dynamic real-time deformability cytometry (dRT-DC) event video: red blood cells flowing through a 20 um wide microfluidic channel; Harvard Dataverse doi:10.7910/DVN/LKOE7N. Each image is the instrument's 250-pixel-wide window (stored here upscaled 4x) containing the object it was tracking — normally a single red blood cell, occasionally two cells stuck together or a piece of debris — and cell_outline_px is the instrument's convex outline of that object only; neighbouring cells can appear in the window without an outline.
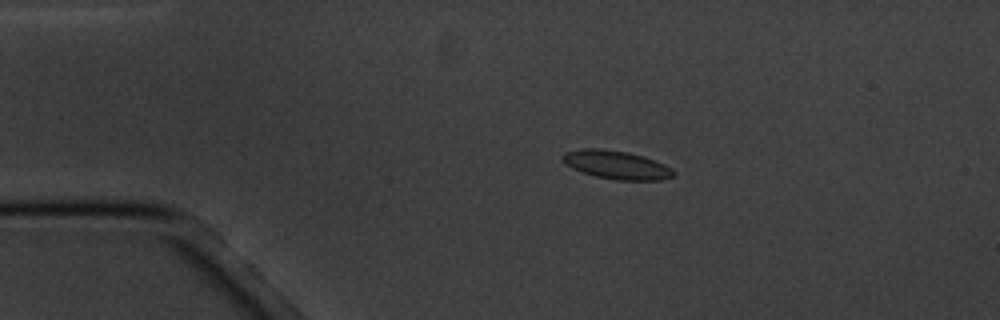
{"species": "common noctule bat (a hibernating species)", "species_latin": "Nyctalus noctula", "temperature_condition": "cold", "stored_images_in_passage": 9, "camera_frame_rate_fps": 3000, "um_per_image_px": 0.085, "animal": {"sex": "male", "body_mass_g": 20.1, "forearm_length_mm": 53.5}, "frame": {"image": 1, "passage_image": 4, "time_ms": 3.333, "image_size_px": [1000, 320], "cell_outline_px": [[676, 176], [660, 180], [616, 180], [596, 176], [580, 172], [572, 168], [560, 156], [564, 152], [584, 148], [600, 148], [628, 152], [644, 156], [664, 164], [672, 168], [676, 172]], "centroid_in_image_um": [52.43, 14.01], "position_along_channel_um": 32.6, "area_um2": 18.5}}
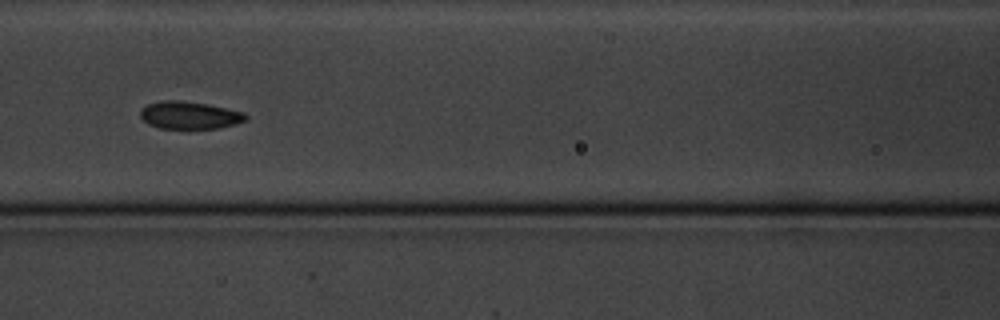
{"frame": {"image": 2, "passage_image": 7, "time_ms": 8.0, "image_size_px": [1000, 320], "cell_outline_px": [[248, 120], [236, 124], [220, 128], [188, 132], [160, 128], [148, 124], [140, 116], [140, 112], [148, 104], [164, 100], [180, 100], [208, 104], [244, 112], [248, 116]], "centroid_in_image_um": [16.15, 9.85], "position_along_channel_um": 150.4, "area_um2": 17.74}}
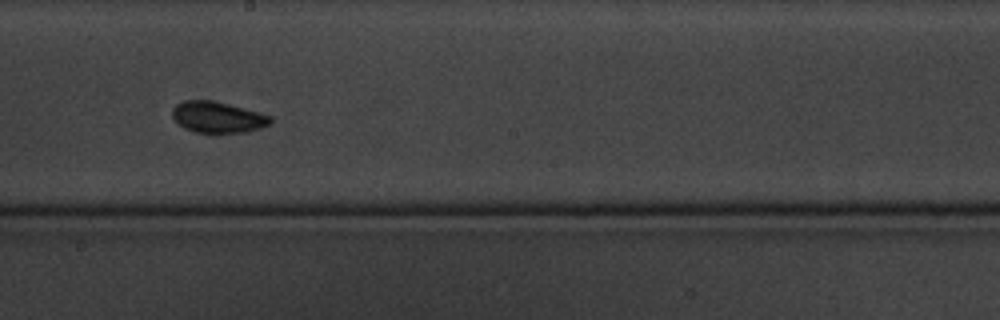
{"frame": {"image": 3, "passage_image": 9, "time_ms": 10.333, "image_size_px": [1000, 320], "cell_outline_px": [[272, 124], [248, 132], [196, 132], [184, 128], [172, 116], [172, 108], [176, 104], [184, 100], [208, 100], [228, 104], [272, 116]], "centroid_in_image_um": [18.52, 9.96], "position_along_channel_um": 229.7, "area_um2": 17.63}}